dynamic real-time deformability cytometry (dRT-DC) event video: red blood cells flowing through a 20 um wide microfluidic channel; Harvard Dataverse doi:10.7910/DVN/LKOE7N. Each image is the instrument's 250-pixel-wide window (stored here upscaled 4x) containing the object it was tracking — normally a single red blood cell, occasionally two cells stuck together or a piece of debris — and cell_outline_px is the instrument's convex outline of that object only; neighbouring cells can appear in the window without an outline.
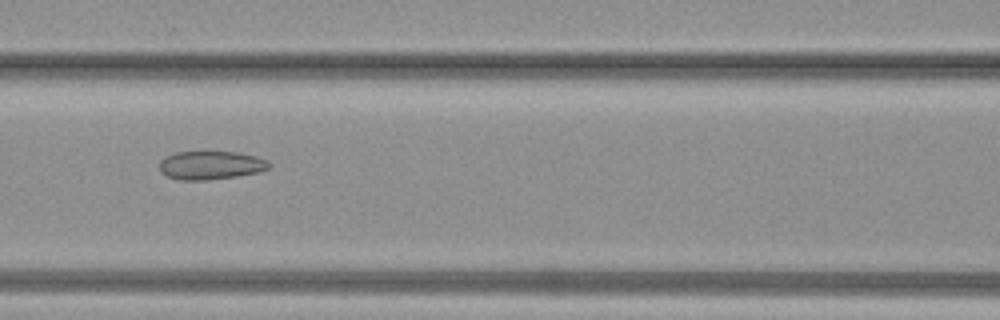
{"species": "common noctule bat (a hibernating species)", "species_latin": "Nyctalus noctula", "temperature_condition": "warm", "stored_images_in_passage": 38, "camera_frame_rate_fps": 3000, "um_per_image_px": 0.085, "animal": {"sex": "female", "body_mass_g": 19.3, "forearm_length_mm": 54.1}, "frame": {"image": 1, "passage_image": 17, "time_ms": 5.333, "image_size_px": [1000, 320], "cell_outline_px": [[272, 164], [268, 168], [260, 172], [236, 176], [208, 180], [180, 180], [168, 176], [160, 172], [160, 160], [164, 156], [176, 152], [236, 152], [256, 156], [268, 160]], "centroid_in_image_um": [17.92, 14.04], "position_along_channel_um": 148.7, "area_um2": 18.26}}
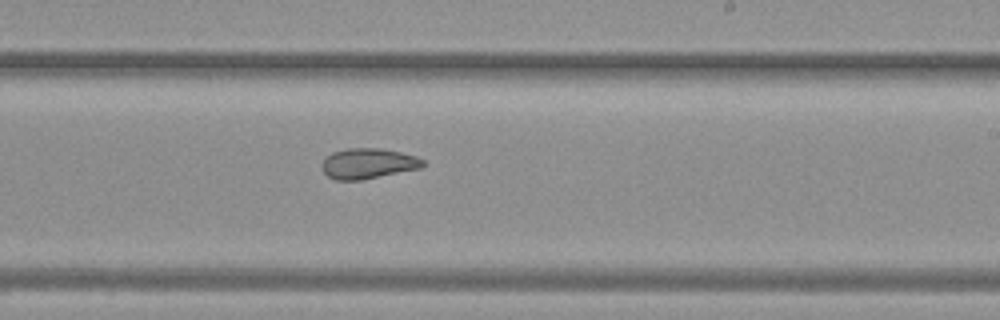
{"frame": {"image": 2, "passage_image": 23, "time_ms": 7.333, "image_size_px": [1000, 320], "cell_outline_px": [[424, 164], [420, 168], [360, 180], [336, 180], [328, 176], [320, 168], [320, 164], [332, 152], [348, 148], [380, 148], [400, 152], [416, 156], [424, 160]], "centroid_in_image_um": [31.25, 13.89], "position_along_channel_um": 257.7, "area_um2": 17.8}}
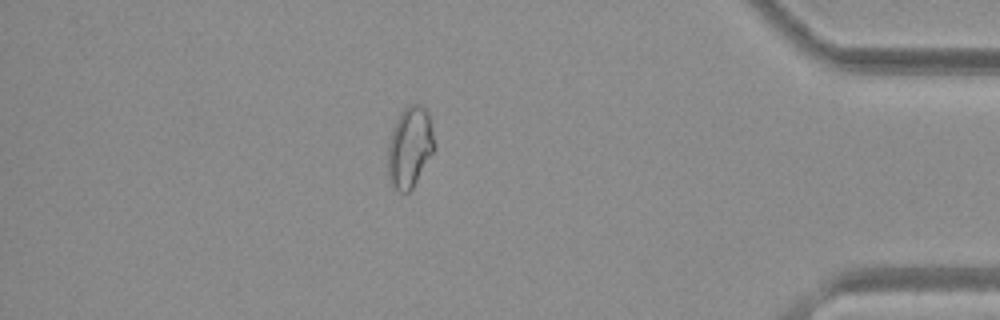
{"frame": {"image": 3, "passage_image": 33, "time_ms": 10.667, "image_size_px": [1000, 320], "cell_outline_px": [[432, 152], [412, 188], [408, 192], [400, 192], [392, 184], [388, 176], [388, 148], [392, 128], [400, 112], [408, 104], [420, 104], [428, 112], [432, 132]], "centroid_in_image_um": [34.79, 12.47], "position_along_channel_um": 400.4, "area_um2": 21.27}}